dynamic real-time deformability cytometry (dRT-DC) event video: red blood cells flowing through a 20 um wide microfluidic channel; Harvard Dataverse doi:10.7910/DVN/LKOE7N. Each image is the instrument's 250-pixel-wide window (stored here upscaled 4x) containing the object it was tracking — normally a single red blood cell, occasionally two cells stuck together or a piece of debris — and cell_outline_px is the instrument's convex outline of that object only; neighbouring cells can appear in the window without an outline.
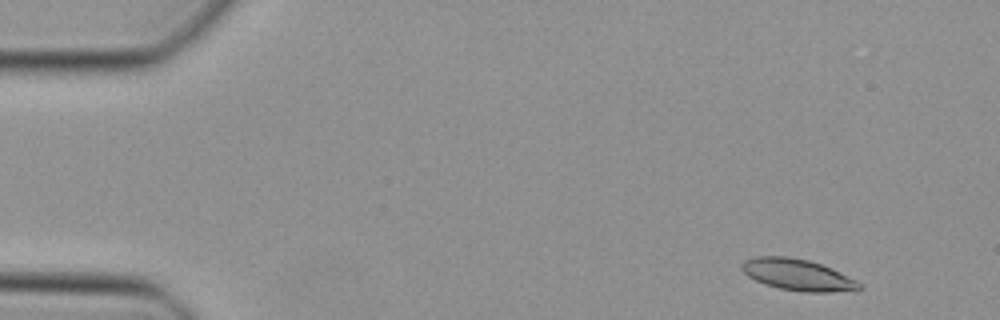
{"species": "Egyptian fruit bat (a non-hibernating species)", "species_latin": "Rousettus aegyptiacus", "temperature_condition": "cold", "stored_images_in_passage": 46, "camera_frame_rate_fps": 3000, "um_per_image_px": 0.085, "animal": {"sex": "female"}, "frame": {"image": 1, "passage_image": 3, "time_ms": 0.667, "image_size_px": [1000, 320], "cell_outline_px": [[864, 288], [832, 292], [804, 292], [780, 288], [764, 284], [748, 276], [740, 268], [740, 264], [744, 260], [756, 256], [788, 256], [808, 260], [832, 268], [864, 284]], "centroid_in_image_um": [67.79, 23.35], "position_along_channel_um": 17.2, "area_um2": 21.56}}
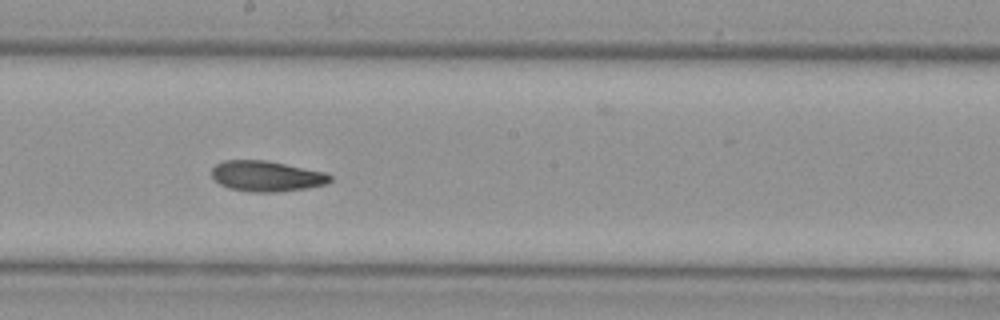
{"frame": {"image": 2, "passage_image": 25, "time_ms": 8.0, "image_size_px": [1000, 320], "cell_outline_px": [[332, 180], [324, 184], [308, 188], [276, 192], [252, 192], [228, 188], [220, 184], [212, 176], [212, 168], [216, 164], [224, 160], [264, 160], [324, 172], [332, 176]], "centroid_in_image_um": [22.64, 14.98], "position_along_channel_um": 225.6, "area_um2": 20.92}}
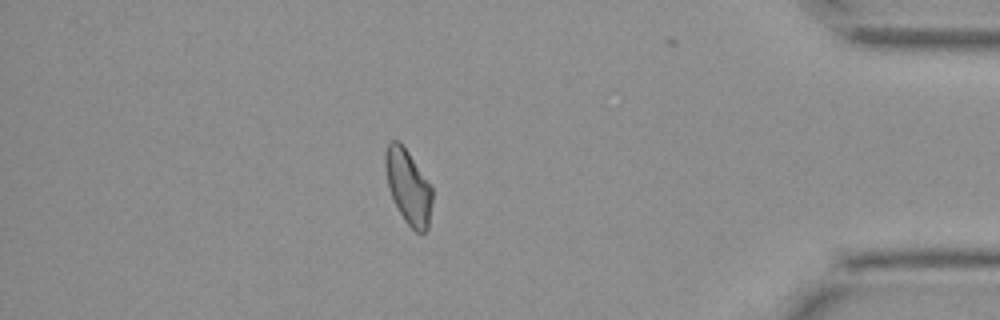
{"frame": {"image": 3, "passage_image": 40, "time_ms": 13.0, "image_size_px": [1000, 320], "cell_outline_px": [[432, 200], [428, 228], [420, 236], [404, 220], [392, 196], [388, 184], [384, 164], [384, 152], [388, 144], [392, 140], [400, 140], [432, 188]], "centroid_in_image_um": [34.69, 15.87], "position_along_channel_um": 400.5, "area_um2": 20.11}}